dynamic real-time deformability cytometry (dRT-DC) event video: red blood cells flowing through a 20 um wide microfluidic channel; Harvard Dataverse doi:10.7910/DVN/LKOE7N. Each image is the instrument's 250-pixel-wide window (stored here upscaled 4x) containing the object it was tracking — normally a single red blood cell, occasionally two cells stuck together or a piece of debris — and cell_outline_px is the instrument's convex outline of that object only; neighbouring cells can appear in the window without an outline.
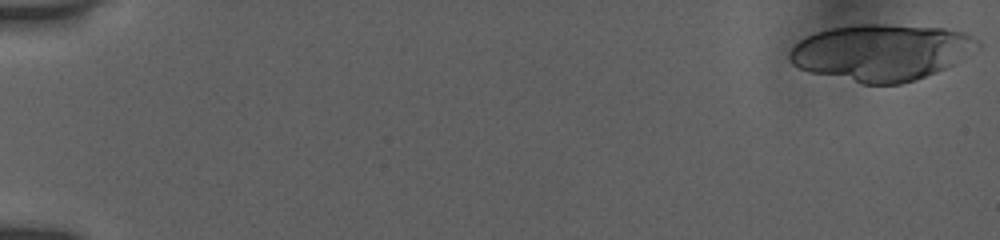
{"species": "human", "species_latin": "Homo sapiens", "temperature_condition": "room temperature", "stored_images_in_passage": 15, "camera_frame_rate_fps": 3000, "um_per_image_px": 0.085, "donor": {"sex": "female"}, "frame": {"image": 1, "passage_image": 1, "time_ms": 0.0, "image_size_px": [1000, 240], "cell_outline_px": [[980, 44], [952, 64], [936, 72], [916, 80], [900, 84], [864, 84], [812, 72], [800, 68], [792, 64], [788, 60], [788, 52], [800, 40], [816, 32], [832, 28], [852, 24], [884, 24], [944, 28], [968, 32], [980, 40]], "centroid_in_image_um": [74.9, 4.44], "position_along_channel_um": 10.1, "area_um2": 61.56}}